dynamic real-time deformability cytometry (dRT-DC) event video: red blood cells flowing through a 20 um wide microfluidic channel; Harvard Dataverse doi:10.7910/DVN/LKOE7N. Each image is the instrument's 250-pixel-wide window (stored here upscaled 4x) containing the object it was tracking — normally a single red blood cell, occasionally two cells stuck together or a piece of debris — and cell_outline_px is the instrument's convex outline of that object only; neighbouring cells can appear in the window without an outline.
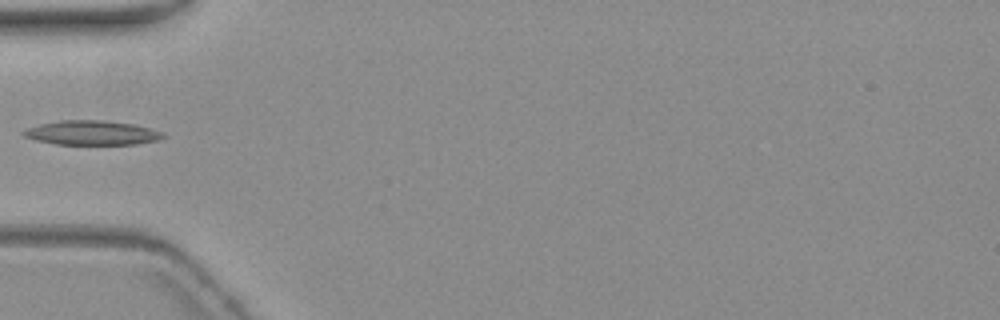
{"species": "common noctule bat (a hibernating species)", "species_latin": "Nyctalus noctula", "temperature_condition": "warm", "stored_images_in_passage": 4, "camera_frame_rate_fps": 3000, "um_per_image_px": 0.085, "animal": {"sex": "female", "body_mass_g": 19.3, "forearm_length_mm": 54.1}, "frame": {"image": 1, "passage_image": 4, "time_ms": 5.333, "image_size_px": [1000, 320], "cell_outline_px": [[164, 136], [156, 140], [136, 144], [56, 144], [36, 140], [24, 136], [20, 132], [28, 128], [40, 124], [60, 120], [100, 120], [132, 124], [148, 128], [160, 132]], "centroid_in_image_um": [7.73, 11.29], "position_along_channel_um": 77.3, "area_um2": 19.42}}